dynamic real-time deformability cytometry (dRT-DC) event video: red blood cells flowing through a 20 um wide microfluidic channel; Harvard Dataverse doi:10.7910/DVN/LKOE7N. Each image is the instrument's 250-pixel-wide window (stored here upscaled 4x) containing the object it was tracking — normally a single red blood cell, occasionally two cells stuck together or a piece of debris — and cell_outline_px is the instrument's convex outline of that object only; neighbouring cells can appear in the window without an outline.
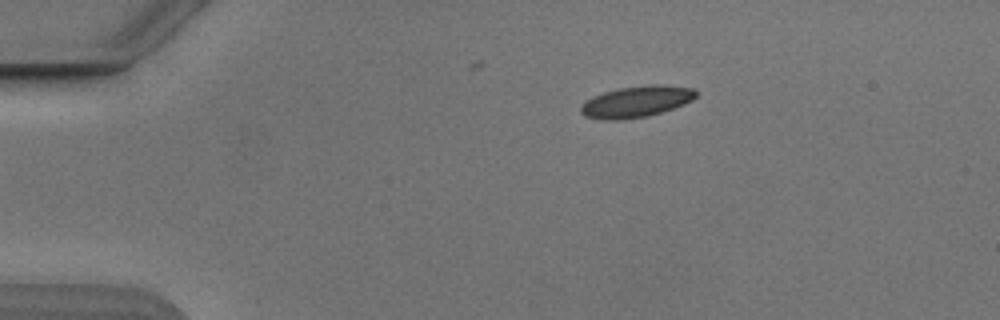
{"species": "Egyptian fruit bat (a non-hibernating species)", "species_latin": "Rousettus aegyptiacus", "temperature_condition": "cold", "stored_images_in_passage": 6, "camera_frame_rate_fps": 3000, "um_per_image_px": 0.085, "animal": {"sex": "male"}, "frame": {"image": 1, "passage_image": 1, "time_ms": 0.0, "image_size_px": [1000, 320], "cell_outline_px": [[696, 96], [692, 100], [684, 104], [648, 116], [620, 120], [604, 120], [584, 116], [580, 112], [580, 108], [592, 96], [604, 92], [620, 88], [648, 84], [660, 84], [692, 88], [696, 92]], "centroid_in_image_um": [54.08, 8.64], "position_along_channel_um": 30.9, "area_um2": 20.87}}